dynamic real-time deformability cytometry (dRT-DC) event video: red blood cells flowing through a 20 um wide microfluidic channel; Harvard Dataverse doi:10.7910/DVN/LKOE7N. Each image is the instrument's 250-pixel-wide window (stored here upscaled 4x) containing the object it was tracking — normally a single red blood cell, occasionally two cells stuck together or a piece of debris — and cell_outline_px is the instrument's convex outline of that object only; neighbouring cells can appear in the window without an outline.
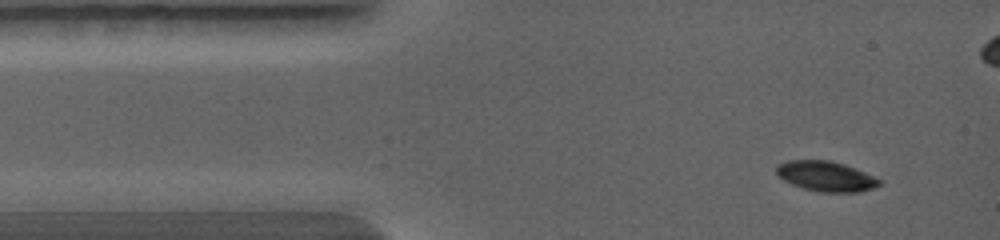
{"species": "common noctule bat (a hibernating species)", "species_latin": "Nyctalus noctula", "temperature_condition": "warm", "stored_images_in_passage": 5, "camera_frame_rate_fps": 5000, "um_per_image_px": 0.085, "animal": {"sex": "female", "body_mass_g": 19.0, "forearm_length_mm": 56.7}, "frame": {"image": 1, "passage_image": 1, "time_ms": 0.0, "image_size_px": [1000, 240], "cell_outline_px": [[880, 184], [872, 188], [860, 192], [820, 192], [804, 188], [792, 184], [776, 176], [776, 164], [788, 160], [832, 160], [844, 164], [864, 172], [880, 180]], "centroid_in_image_um": [70.15, 14.97], "position_along_channel_um": 14.9, "area_um2": 18.03}}